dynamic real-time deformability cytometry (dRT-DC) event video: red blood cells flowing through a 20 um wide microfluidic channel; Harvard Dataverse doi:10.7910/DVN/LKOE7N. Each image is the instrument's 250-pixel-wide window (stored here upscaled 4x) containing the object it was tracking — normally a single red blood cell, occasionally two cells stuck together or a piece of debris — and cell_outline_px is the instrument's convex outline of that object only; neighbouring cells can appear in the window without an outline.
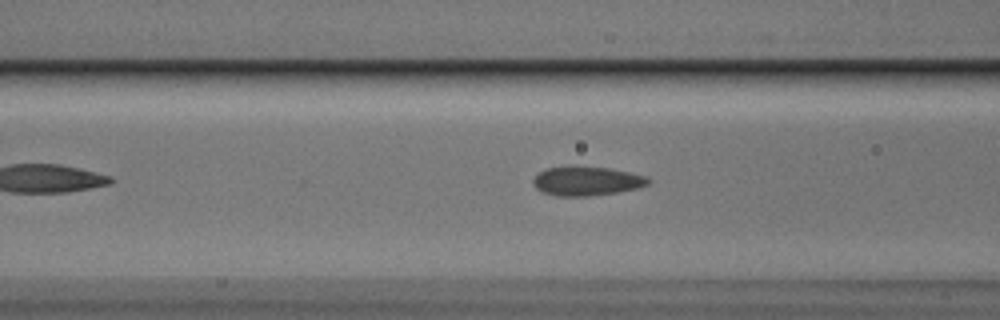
{"species": "Egyptian fruit bat (a non-hibernating species)", "species_latin": "Rousettus aegyptiacus", "temperature_condition": "cold", "stored_images_in_passage": 40, "camera_frame_rate_fps": 3000, "um_per_image_px": 0.085, "animal": {"sex": "male"}, "frame": {"image": 1, "passage_image": 12, "time_ms": 3.667, "image_size_px": [1000, 320], "cell_outline_px": [[652, 180], [648, 184], [640, 188], [616, 192], [588, 196], [556, 196], [540, 192], [536, 188], [532, 180], [540, 172], [548, 168], [608, 168], [648, 176]], "centroid_in_image_um": [49.91, 15.42], "position_along_channel_um": 116.7, "area_um2": 19.07}}
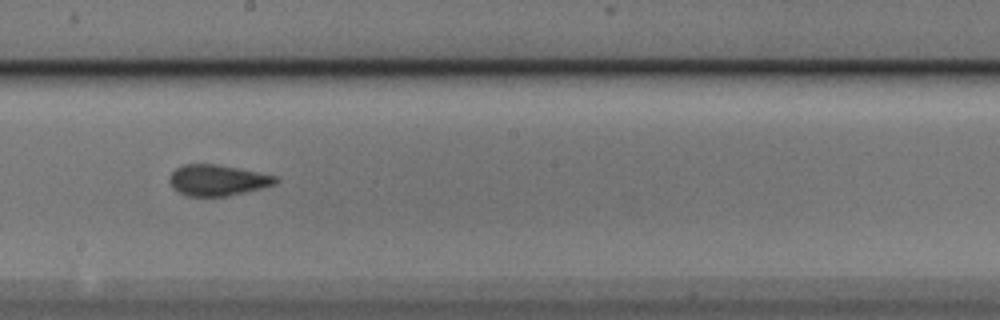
{"frame": {"image": 2, "passage_image": 21, "time_ms": 6.667, "image_size_px": [1000, 320], "cell_outline_px": [[280, 180], [276, 184], [264, 188], [228, 196], [184, 196], [176, 192], [172, 188], [168, 180], [168, 176], [176, 168], [184, 164], [216, 164], [276, 176]], "centroid_in_image_um": [18.45, 15.33], "position_along_channel_um": 229.7, "area_um2": 19.36}}
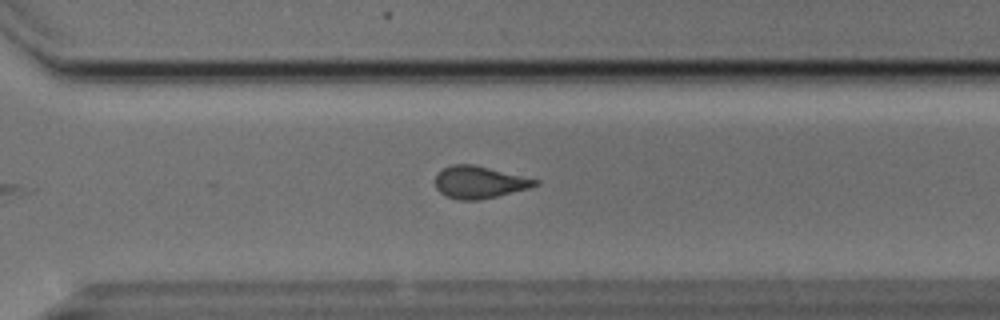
{"frame": {"image": 3, "passage_image": 29, "time_ms": 9.333, "image_size_px": [1000, 320], "cell_outline_px": [[540, 184], [528, 188], [480, 200], [460, 200], [444, 196], [436, 188], [436, 176], [444, 168], [452, 164], [472, 164], [540, 180]], "centroid_in_image_um": [40.73, 15.49], "position_along_channel_um": 329.9, "area_um2": 18.55}, "authors_computed_cell_mechanics": {"area_um2": 19.1607, "velocity_mm_per_s": 3.7674, "shape_relaxation_time_tau1_ms": 7.3976, "shape_relaxation_time_tau2_ms": 1.7489, "deformation_change_tau1": 0.1268, "deformation_change_tau2": 0.0748}}